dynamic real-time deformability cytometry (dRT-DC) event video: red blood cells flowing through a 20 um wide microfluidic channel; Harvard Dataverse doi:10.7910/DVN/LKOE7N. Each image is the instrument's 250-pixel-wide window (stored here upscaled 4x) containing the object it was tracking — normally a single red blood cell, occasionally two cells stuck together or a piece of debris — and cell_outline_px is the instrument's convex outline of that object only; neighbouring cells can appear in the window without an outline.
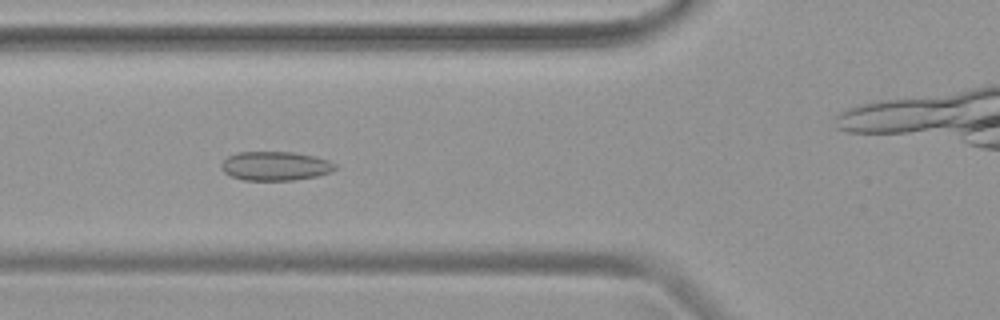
{"species": "common noctule bat (a hibernating species)", "species_latin": "Nyctalus noctula", "temperature_condition": "warm", "stored_images_in_passage": 48, "camera_frame_rate_fps": 3000, "um_per_image_px": 0.085, "animal": {"sex": "female", "body_mass_g": 19.9}, "frame": {"image": 1, "passage_image": 18, "time_ms": 5.667, "image_size_px": [1000, 320], "cell_outline_px": [[336, 168], [328, 172], [316, 176], [292, 180], [244, 180], [232, 176], [224, 172], [220, 168], [220, 164], [228, 156], [236, 152], [292, 152], [312, 156], [328, 160], [336, 164]], "centroid_in_image_um": [23.35, 14.1], "position_along_channel_um": 102.4, "area_um2": 19.07}}
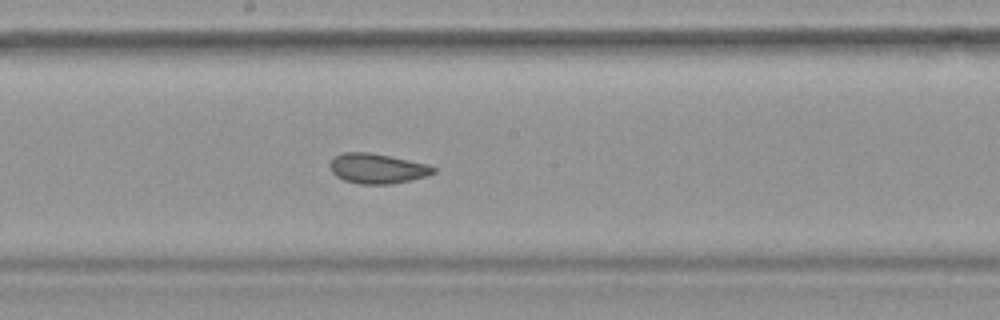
{"frame": {"image": 2, "passage_image": 26, "time_ms": 8.333, "image_size_px": [1000, 320], "cell_outline_px": [[436, 172], [428, 176], [392, 184], [360, 184], [344, 180], [336, 176], [332, 172], [328, 164], [332, 156], [340, 152], [368, 152], [428, 164], [436, 168]], "centroid_in_image_um": [32.03, 14.32], "position_along_channel_um": 216.2, "area_um2": 18.26}}
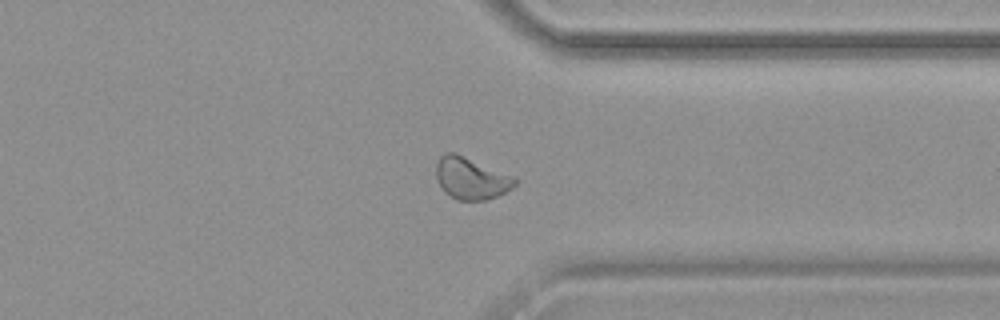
{"frame": {"image": 3, "passage_image": 37, "time_ms": 12.0, "image_size_px": [1000, 320], "cell_outline_px": [[520, 180], [512, 188], [496, 196], [484, 200], [456, 200], [444, 192], [436, 180], [436, 164], [440, 156], [444, 152], [456, 152], [516, 176]], "centroid_in_image_um": [40.05, 15.13], "position_along_channel_um": 371.3, "area_um2": 19.71}}